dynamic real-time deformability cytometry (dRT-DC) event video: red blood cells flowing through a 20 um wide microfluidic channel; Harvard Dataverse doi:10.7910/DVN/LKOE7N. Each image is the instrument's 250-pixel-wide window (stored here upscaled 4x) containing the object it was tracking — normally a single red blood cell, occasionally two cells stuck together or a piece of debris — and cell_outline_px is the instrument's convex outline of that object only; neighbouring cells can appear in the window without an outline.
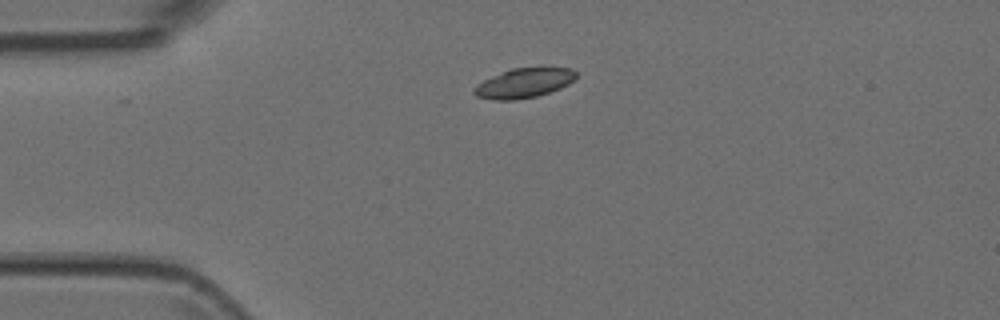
{"species": "Egyptian fruit bat (a non-hibernating species)", "species_latin": "Rousettus aegyptiacus", "temperature_condition": "room temperature", "stored_images_in_passage": 40, "camera_frame_rate_fps": 3000, "um_per_image_px": 0.085, "animal": {"sex": "female"}, "frame": {"image": 1, "passage_image": 1, "time_ms": 0.0, "image_size_px": [1000, 320], "cell_outline_px": [[576, 76], [568, 84], [560, 88], [536, 96], [516, 100], [492, 100], [476, 96], [472, 92], [472, 88], [476, 84], [492, 76], [512, 68], [540, 64], [572, 68], [576, 72]], "centroid_in_image_um": [44.55, 7.0], "position_along_channel_um": 40.4, "area_um2": 18.32}}
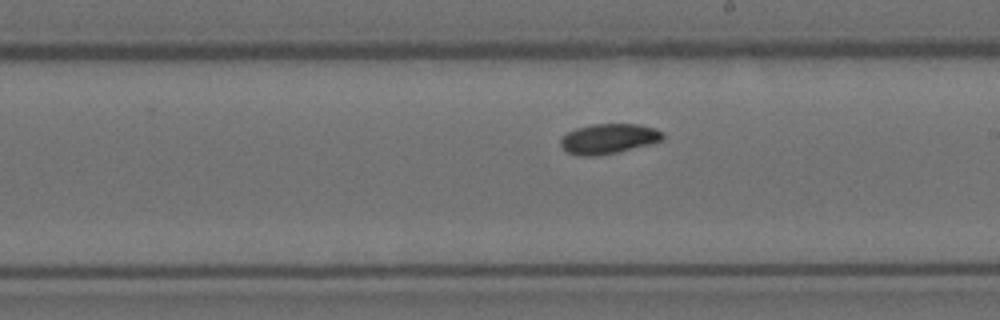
{"frame": {"image": 2, "passage_image": 18, "time_ms": 5.667, "image_size_px": [1000, 320], "cell_outline_px": [[664, 140], [616, 152], [596, 156], [580, 156], [568, 152], [560, 144], [560, 140], [568, 132], [576, 128], [592, 124], [640, 124], [656, 128], [664, 132]], "centroid_in_image_um": [51.76, 11.78], "position_along_channel_um": 237.2, "area_um2": 17.8}}
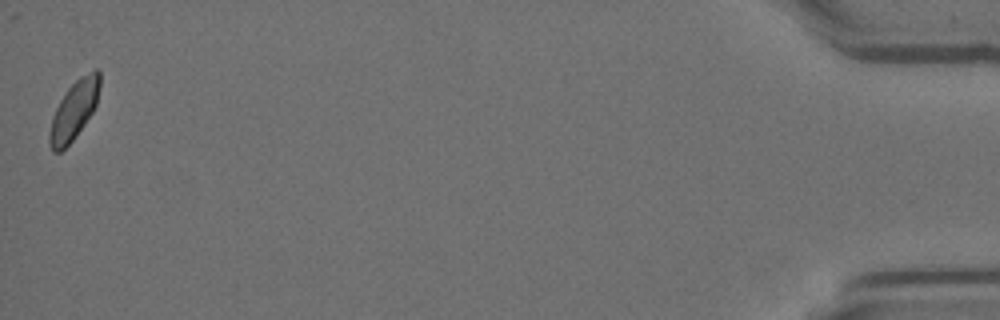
{"frame": {"image": 3, "passage_image": 40, "time_ms": 13.0, "image_size_px": [1000, 320], "cell_outline_px": [[100, 84], [96, 104], [92, 112], [84, 124], [72, 140], [60, 152], [52, 152], [48, 144], [48, 136], [52, 116], [60, 100], [68, 88], [76, 80], [96, 68], [100, 72]], "centroid_in_image_um": [6.27, 9.39], "position_along_channel_um": 428.9, "area_um2": 16.94}}